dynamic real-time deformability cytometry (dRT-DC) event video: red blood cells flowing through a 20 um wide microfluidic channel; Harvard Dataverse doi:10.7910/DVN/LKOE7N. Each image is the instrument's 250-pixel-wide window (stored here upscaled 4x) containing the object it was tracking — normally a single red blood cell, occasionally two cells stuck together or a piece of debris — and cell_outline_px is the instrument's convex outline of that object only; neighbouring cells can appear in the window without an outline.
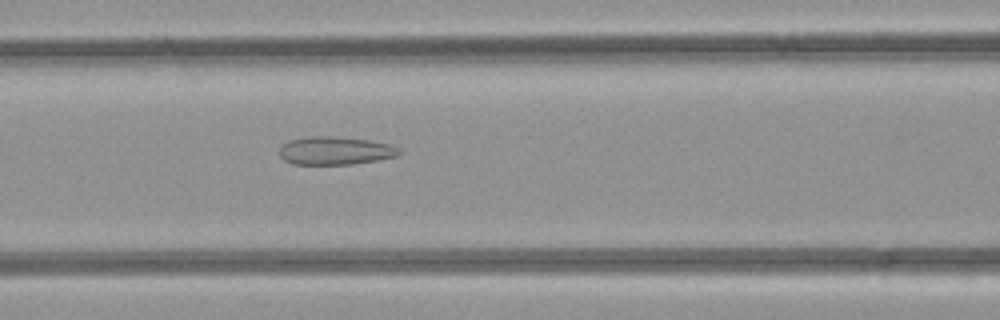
{"species": "common noctule bat (a hibernating species)", "species_latin": "Nyctalus noctula", "temperature_condition": "room temperature", "stored_images_in_passage": 39, "camera_frame_rate_fps": 3000, "um_per_image_px": 0.085, "animal": {"sex": "female", "body_mass_g": 21.9}, "frame": {"image": 1, "passage_image": 11, "time_ms": 3.333, "image_size_px": [1000, 320], "cell_outline_px": [[400, 152], [396, 156], [376, 160], [352, 164], [292, 164], [284, 160], [280, 156], [280, 148], [288, 140], [308, 136], [332, 136], [368, 140], [388, 144], [396, 148]], "centroid_in_image_um": [28.43, 12.8], "position_along_channel_um": 138.2, "area_um2": 19.36}}
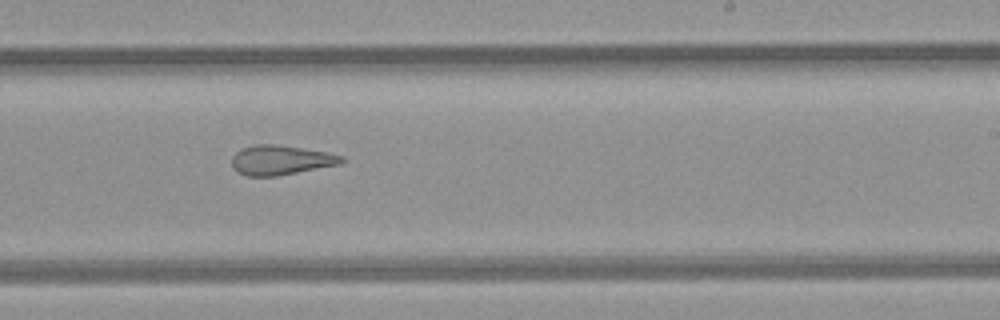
{"frame": {"image": 2, "passage_image": 20, "time_ms": 6.333, "image_size_px": [1000, 320], "cell_outline_px": [[344, 160], [340, 164], [276, 176], [248, 176], [236, 172], [232, 168], [232, 156], [240, 148], [256, 144], [276, 144], [328, 152], [344, 156]], "centroid_in_image_um": [23.83, 13.6], "position_along_channel_um": 265.2, "area_um2": 19.02}}
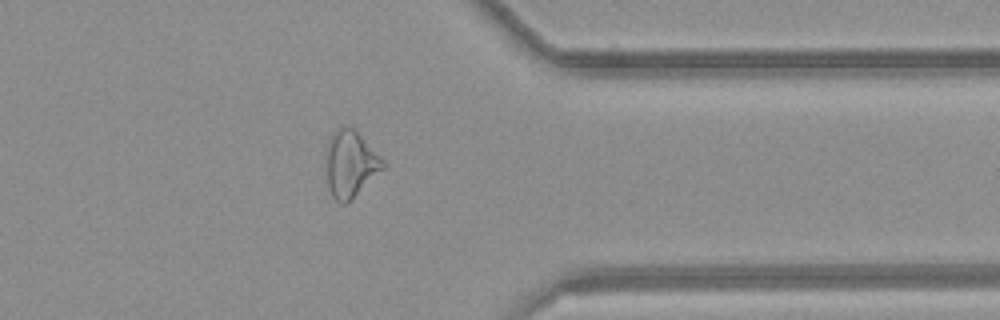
{"frame": {"image": 3, "passage_image": 29, "time_ms": 9.333, "image_size_px": [1000, 320], "cell_outline_px": [[384, 168], [344, 204], [340, 204], [332, 196], [328, 188], [324, 164], [324, 152], [328, 140], [332, 132], [340, 124], [348, 124], [356, 128], [384, 160]], "centroid_in_image_um": [29.72, 13.83], "position_along_channel_um": 381.7, "area_um2": 22.72}, "authors_computed_cell_mechanics": {"area_um2": 21.7328, "velocity_mm_per_s": 4.2347, "shape_relaxation_time_tau1_ms": null, "shape_relaxation_time_tau2_ms": 2.5476, "deformation_change_tau1": null, "deformation_change_tau2": 0.1227}}